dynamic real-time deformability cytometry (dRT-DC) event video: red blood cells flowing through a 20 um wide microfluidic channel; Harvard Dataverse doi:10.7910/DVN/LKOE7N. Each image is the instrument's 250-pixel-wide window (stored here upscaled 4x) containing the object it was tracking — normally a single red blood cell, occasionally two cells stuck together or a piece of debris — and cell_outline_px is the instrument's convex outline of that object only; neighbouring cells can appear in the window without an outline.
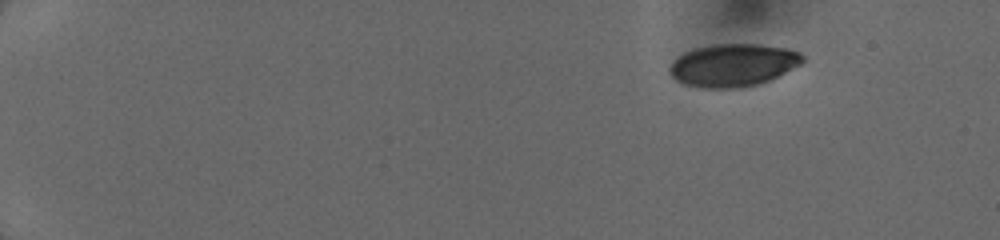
{"species": "human", "species_latin": "Homo sapiens", "temperature_condition": "cold", "stored_images_in_passage": 59, "camera_frame_rate_fps": 3000, "um_per_image_px": 0.085, "donor": {"sex": "female"}, "frame": {"image": 1, "passage_image": 1, "time_ms": 0.0, "image_size_px": [1000, 240], "cell_outline_px": [[804, 60], [800, 64], [768, 80], [756, 84], [736, 88], [700, 88], [684, 84], [676, 80], [672, 76], [668, 68], [684, 52], [696, 48], [720, 44], [756, 44], [784, 48], [800, 52], [804, 56]], "centroid_in_image_um": [62.3, 5.54], "position_along_channel_um": 22.7, "area_um2": 32.54}}
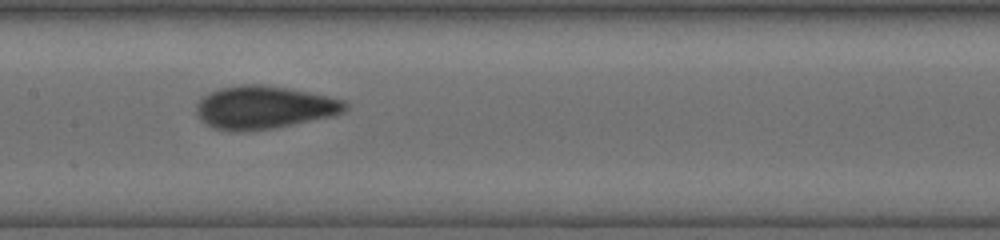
{"frame": {"image": 2, "passage_image": 32, "time_ms": 7.333, "image_size_px": [1000, 240], "cell_outline_px": [[348, 108], [344, 112], [332, 116], [276, 128], [248, 132], [232, 132], [212, 128], [204, 124], [196, 116], [196, 104], [200, 96], [220, 88], [244, 84], [260, 84], [288, 88], [328, 96], [344, 100], [348, 104]], "centroid_in_image_um": [22.39, 9.15], "position_along_channel_um": 185.0, "area_um2": 37.92}}
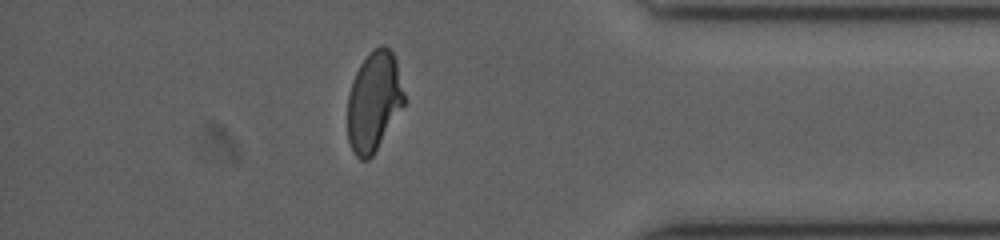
{"frame": {"image": 3, "passage_image": 50, "time_ms": 13.0, "image_size_px": [1000, 240], "cell_outline_px": [[404, 104], [372, 156], [368, 160], [360, 160], [352, 152], [348, 140], [348, 96], [356, 72], [360, 64], [380, 44], [384, 44], [392, 52], [396, 60], [404, 92]], "centroid_in_image_um": [31.77, 8.64], "position_along_channel_um": 403.4, "area_um2": 32.43}}